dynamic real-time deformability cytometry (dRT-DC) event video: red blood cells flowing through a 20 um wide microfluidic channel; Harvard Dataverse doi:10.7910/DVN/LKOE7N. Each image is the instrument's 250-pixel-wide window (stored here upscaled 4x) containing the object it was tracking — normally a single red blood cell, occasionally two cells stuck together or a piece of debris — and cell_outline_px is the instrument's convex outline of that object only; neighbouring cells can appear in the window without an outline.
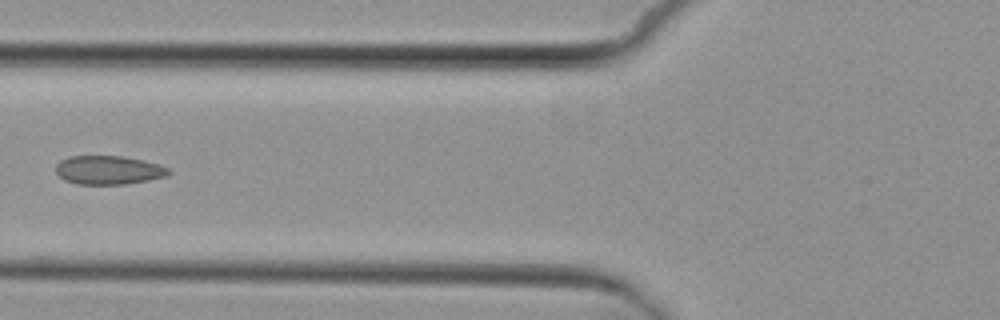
{"species": "common noctule bat (a hibernating species)", "species_latin": "Nyctalus noctula", "temperature_condition": "cold", "stored_images_in_passage": 6, "camera_frame_rate_fps": 3000, "um_per_image_px": 0.085, "animal": {"sex": "female", "body_mass_g": 29.2, "forearm_length_mm": 56.3}, "frame": {"image": 1, "passage_image": 6, "time_ms": 6.0, "image_size_px": [1000, 320], "cell_outline_px": [[172, 172], [168, 176], [148, 180], [124, 184], [76, 184], [64, 180], [56, 172], [56, 164], [60, 160], [68, 156], [124, 156], [144, 160], [160, 164], [168, 168]], "centroid_in_image_um": [9.24, 14.45], "position_along_channel_um": 116.6, "area_um2": 19.07}}